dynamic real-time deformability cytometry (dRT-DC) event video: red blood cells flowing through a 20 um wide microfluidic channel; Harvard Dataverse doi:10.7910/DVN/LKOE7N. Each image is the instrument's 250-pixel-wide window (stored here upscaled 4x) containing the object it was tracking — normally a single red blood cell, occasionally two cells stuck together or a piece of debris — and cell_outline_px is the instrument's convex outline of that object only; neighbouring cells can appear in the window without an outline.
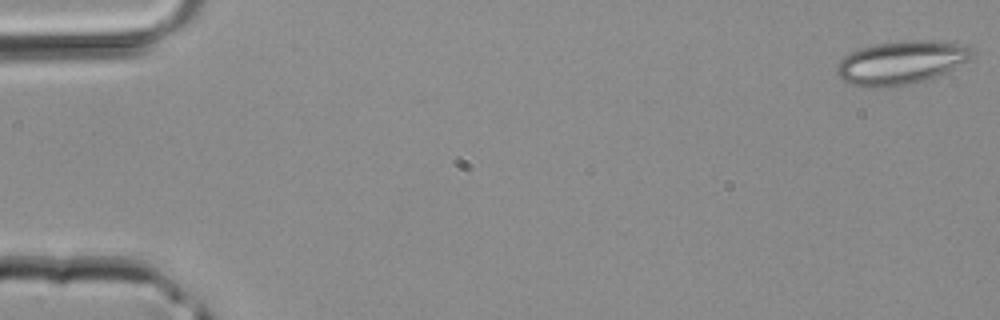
{"species": "common noctule bat (a hibernating species)", "species_latin": "Nyctalus noctula", "temperature_condition": "room temperature", "stored_images_in_passage": 42, "camera_frame_rate_fps": 3000, "um_per_image_px": 0.085, "animal": {"sex": "male", "body_mass_g": 20.4}, "frame": {"image": 1, "passage_image": 1, "time_ms": 0.0, "image_size_px": [1000, 320], "cell_outline_px": [[976, 56], [936, 76], [912, 84], [880, 88], [864, 88], [852, 84], [844, 80], [836, 72], [836, 68], [840, 60], [844, 56], [860, 48], [876, 44], [912, 40], [916, 40], [964, 44]], "centroid_in_image_um": [76.56, 5.34], "position_along_channel_um": 8.4, "area_um2": 33.76}}
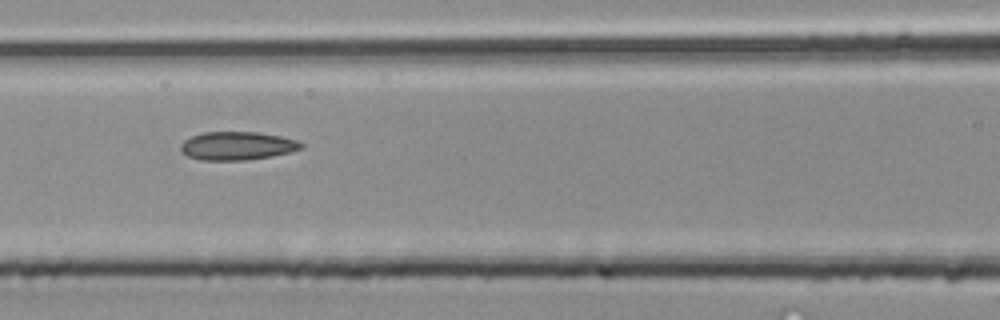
{"frame": {"image": 2, "passage_image": 19, "time_ms": 6.0, "image_size_px": [1000, 320], "cell_outline_px": [[304, 148], [292, 152], [272, 156], [244, 160], [200, 160], [188, 156], [180, 152], [180, 144], [184, 140], [192, 136], [204, 132], [256, 132], [280, 136], [296, 140], [304, 144]], "centroid_in_image_um": [20.16, 12.4], "position_along_channel_um": 146.4, "area_um2": 20.0}}
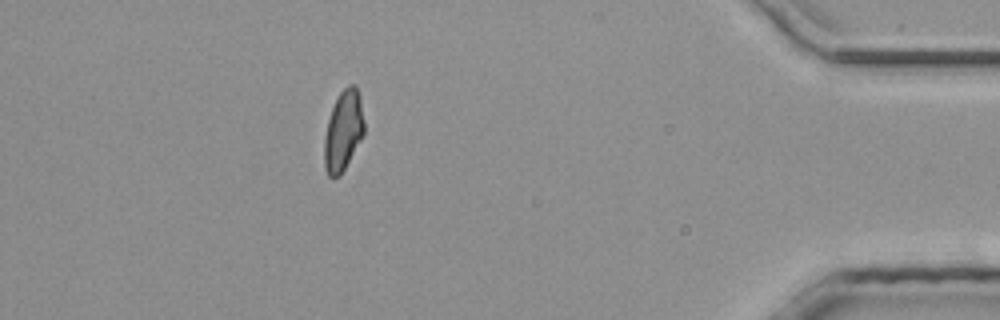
{"frame": {"image": 3, "passage_image": 38, "time_ms": 12.333, "image_size_px": [1000, 320], "cell_outline_px": [[364, 132], [360, 140], [340, 176], [332, 180], [328, 176], [324, 164], [324, 140], [328, 120], [332, 108], [340, 92], [348, 84], [356, 84], [360, 100], [364, 120]], "centroid_in_image_um": [29.17, 11.13], "position_along_channel_um": 406.0, "area_um2": 18.5}}